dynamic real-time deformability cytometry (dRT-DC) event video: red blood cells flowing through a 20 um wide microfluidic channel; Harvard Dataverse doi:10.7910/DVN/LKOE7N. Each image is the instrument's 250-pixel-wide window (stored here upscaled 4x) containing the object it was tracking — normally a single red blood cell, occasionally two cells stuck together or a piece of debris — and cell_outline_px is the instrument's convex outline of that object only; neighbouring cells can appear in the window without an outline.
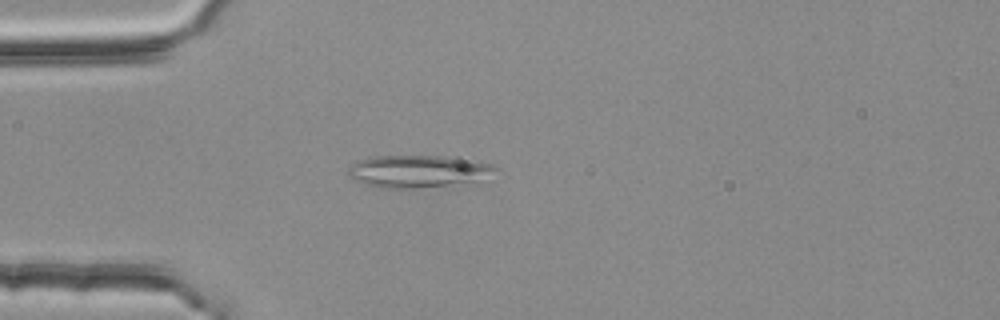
{"species": "common noctule bat (a hibernating species)", "species_latin": "Nyctalus noctula", "temperature_condition": "room temperature", "stored_images_in_passage": 53, "camera_frame_rate_fps": 3000, "um_per_image_px": 0.085, "animal": {"sex": "female", "body_mass_g": 25.1}, "frame": {"image": 1, "passage_image": 14, "time_ms": 4.333, "image_size_px": [1000, 320], "cell_outline_px": [[500, 168], [472, 180], [416, 188], [380, 188], [360, 184], [348, 176], [348, 168], [352, 164], [360, 160], [372, 156], [444, 156], [492, 164]], "centroid_in_image_um": [35.34, 14.55], "position_along_channel_um": 49.7, "area_um2": 26.93}}
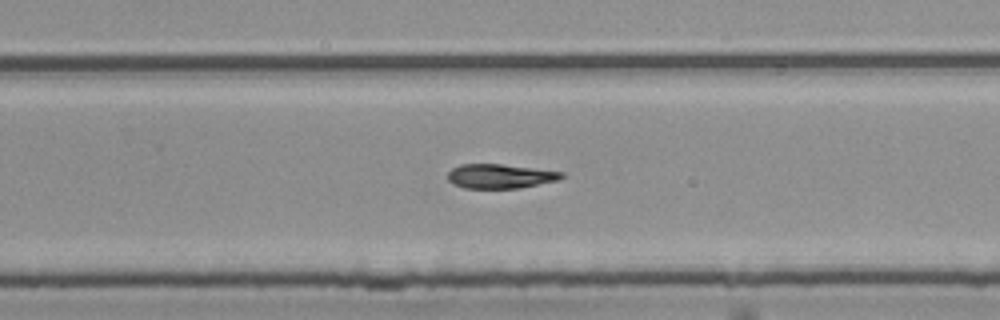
{"frame": {"image": 2, "passage_image": 34, "time_ms": 11.0, "image_size_px": [1000, 320], "cell_outline_px": [[564, 176], [560, 180], [520, 188], [464, 188], [452, 184], [448, 180], [448, 172], [452, 168], [460, 164], [500, 164], [564, 172]], "centroid_in_image_um": [42.5, 14.98], "position_along_channel_um": 287.3, "area_um2": 16.18}}
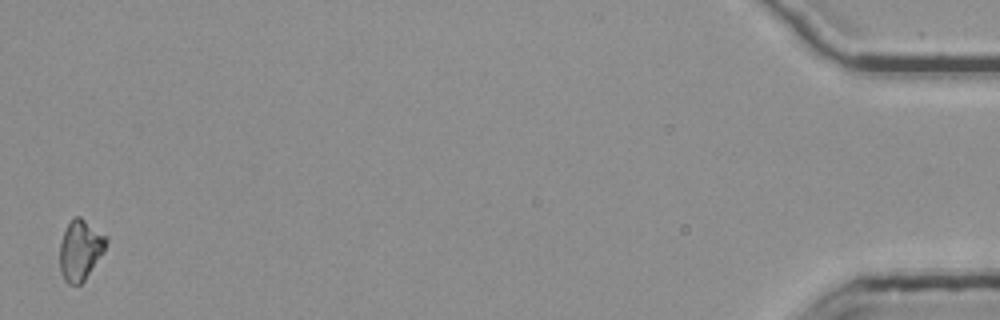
{"frame": {"image": 3, "passage_image": 53, "time_ms": 17.333, "image_size_px": [1000, 320], "cell_outline_px": [[108, 240], [104, 252], [84, 280], [80, 284], [68, 284], [64, 280], [60, 272], [60, 240], [68, 224], [76, 216], [80, 216], [108, 236]], "centroid_in_image_um": [6.84, 21.24], "position_along_channel_um": 428.4, "area_um2": 16.36}, "authors_computed_cell_mechanics": {"area_um2": 17.051, "velocity_mm_per_s": 3.7571, "shape_relaxation_time_tau1_ms": null, "shape_relaxation_time_tau2_ms": 6.2732, "deformation_change_tau1": null, "deformation_change_tau2": 0.0899}}